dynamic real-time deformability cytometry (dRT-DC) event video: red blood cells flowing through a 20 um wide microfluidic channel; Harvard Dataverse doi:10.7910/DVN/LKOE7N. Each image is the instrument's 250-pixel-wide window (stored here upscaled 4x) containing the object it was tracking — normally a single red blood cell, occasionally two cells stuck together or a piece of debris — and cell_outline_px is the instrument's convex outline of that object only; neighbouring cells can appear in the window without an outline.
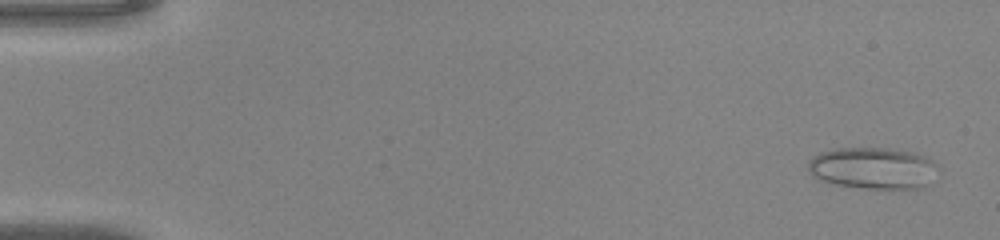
{"species": "common noctule bat (a hibernating species)", "species_latin": "Nyctalus noctula", "temperature_condition": "warm", "stored_images_in_passage": 46, "camera_frame_rate_fps": 3000, "um_per_image_px": 0.085, "animal": {"sex": "male", "body_mass_g": 20.0, "forearm_length_mm": 53.3}, "frame": {"image": 1, "passage_image": 2, "time_ms": 0.333, "image_size_px": [1000, 240], "cell_outline_px": [[940, 172], [924, 188], [864, 188], [836, 184], [820, 180], [812, 176], [808, 172], [808, 160], [812, 156], [820, 152], [836, 148], [888, 148], [912, 152], [924, 156], [932, 160], [940, 168]], "centroid_in_image_um": [74.22, 14.29], "position_along_channel_um": 10.8, "area_um2": 31.91}}
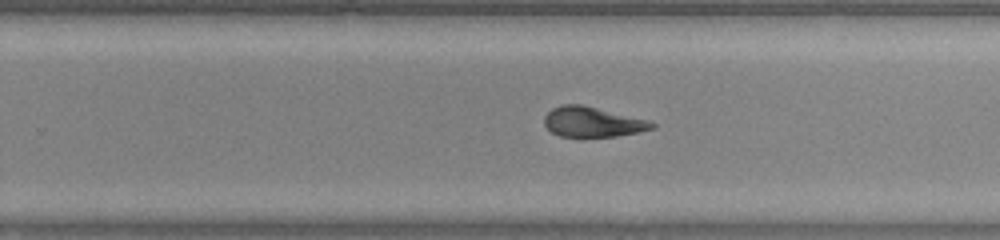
{"frame": {"image": 2, "passage_image": 30, "time_ms": 9.667, "image_size_px": [1000, 240], "cell_outline_px": [[656, 128], [616, 136], [560, 136], [552, 132], [544, 124], [544, 116], [552, 108], [560, 104], [580, 104], [648, 120], [656, 124]], "centroid_in_image_um": [50.34, 10.35], "position_along_channel_um": 279.5, "area_um2": 18.61}}
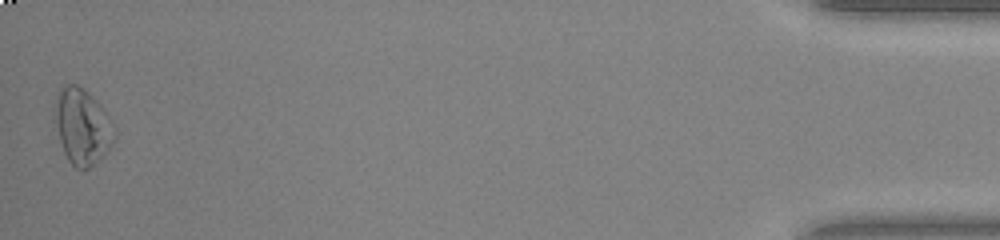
{"frame": {"image": 3, "passage_image": 46, "time_ms": 15.0, "image_size_px": [1000, 240], "cell_outline_px": [[116, 136], [112, 144], [100, 160], [88, 168], [76, 168], [68, 160], [64, 152], [60, 140], [56, 124], [56, 96], [60, 88], [68, 84], [76, 84], [84, 88], [104, 108], [112, 120], [116, 128]], "centroid_in_image_um": [7.04, 10.74], "position_along_channel_um": 428.2, "area_um2": 26.24}}